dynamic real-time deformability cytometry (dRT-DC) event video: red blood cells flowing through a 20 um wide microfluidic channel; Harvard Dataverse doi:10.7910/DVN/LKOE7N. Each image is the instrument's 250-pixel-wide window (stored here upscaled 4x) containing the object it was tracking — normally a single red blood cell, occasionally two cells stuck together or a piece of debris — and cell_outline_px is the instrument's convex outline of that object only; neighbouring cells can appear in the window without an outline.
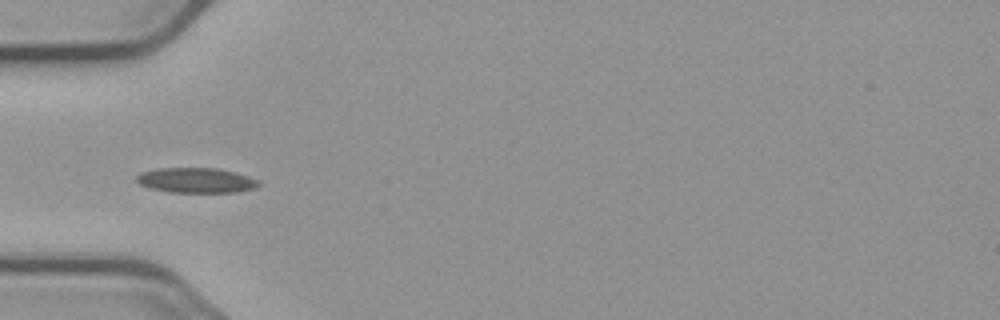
{"species": "common noctule bat (a hibernating species)", "species_latin": "Nyctalus noctula", "temperature_condition": "cold", "stored_images_in_passage": 39, "camera_frame_rate_fps": 3000, "um_per_image_px": 0.085, "animal": {"sex": "male", "body_mass_g": 23.1, "forearm_length_mm": 52.7}, "frame": {"image": 1, "passage_image": 1, "time_ms": 0.0, "image_size_px": [1000, 320], "cell_outline_px": [[260, 184], [252, 188], [236, 192], [168, 192], [148, 188], [140, 184], [136, 180], [136, 176], [140, 172], [156, 168], [216, 168], [248, 176], [256, 180]], "centroid_in_image_um": [16.58, 15.32], "position_along_channel_um": 68.4, "area_um2": 17.69}}
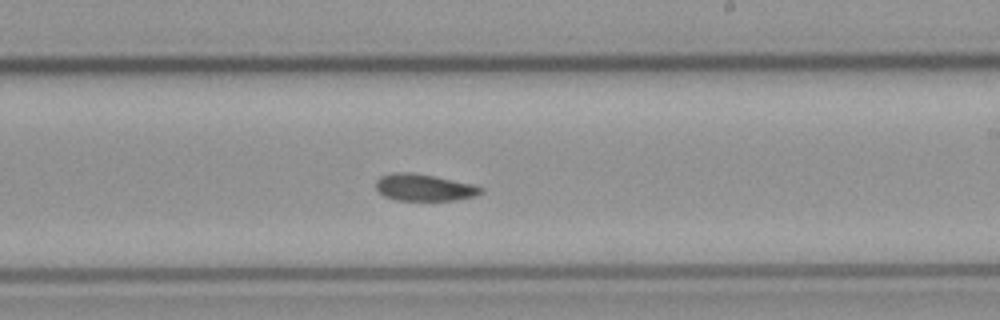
{"frame": {"image": 2, "passage_image": 16, "time_ms": 5.0, "image_size_px": [1000, 320], "cell_outline_px": [[484, 192], [476, 196], [456, 200], [396, 200], [384, 196], [376, 188], [376, 180], [380, 176], [392, 172], [412, 172], [472, 184], [484, 188]], "centroid_in_image_um": [36.05, 15.94], "position_along_channel_um": 253.0, "area_um2": 16.42}}
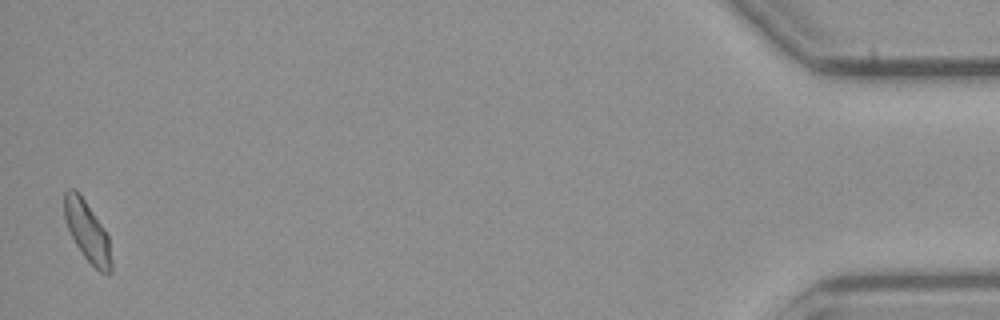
{"frame": {"image": 3, "passage_image": 38, "time_ms": 12.333, "image_size_px": [1000, 320], "cell_outline_px": [[112, 272], [108, 276], [100, 272], [84, 256], [76, 244], [68, 228], [64, 216], [64, 192], [68, 188], [72, 188], [84, 200], [108, 236], [112, 264]], "centroid_in_image_um": [7.43, 19.72], "position_along_channel_um": 427.8, "area_um2": 16.01}, "authors_computed_cell_mechanics": {"area_um2": 16.5308, "velocity_mm_per_s": 3.6838, "shape_relaxation_time_tau1_ms": 5.9789, "shape_relaxation_time_tau2_ms": null, "deformation_change_tau1": 0.1209, "deformation_change_tau2": null}}